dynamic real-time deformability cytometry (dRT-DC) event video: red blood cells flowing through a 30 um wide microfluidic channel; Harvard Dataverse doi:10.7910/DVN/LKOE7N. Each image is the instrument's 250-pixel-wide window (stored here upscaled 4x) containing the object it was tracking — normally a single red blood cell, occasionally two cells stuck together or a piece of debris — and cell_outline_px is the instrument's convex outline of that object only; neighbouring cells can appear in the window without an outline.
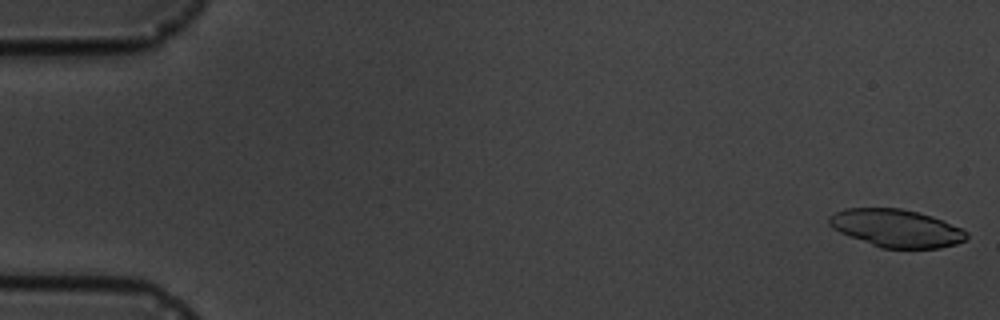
{"species": "common noctule bat (a hibernating species)", "species_latin": "Nyctalus noctula", "temperature_condition": "cold", "stored_images_in_passage": 5, "camera_frame_rate_fps": 3000, "um_per_image_px": 0.085, "animal": {"sex": "male", "body_mass_g": 19.5, "forearm_length_mm": 54.6}, "frame": {"image": 1, "passage_image": 1, "time_ms": 0.0, "image_size_px": [1000, 320], "cell_outline_px": [[968, 236], [964, 240], [956, 244], [940, 248], [880, 248], [840, 232], [832, 228], [828, 224], [828, 216], [844, 208], [900, 208], [932, 216], [960, 228], [968, 232]], "centroid_in_image_um": [76.16, 19.4], "position_along_channel_um": 8.8, "area_um2": 30.11}}